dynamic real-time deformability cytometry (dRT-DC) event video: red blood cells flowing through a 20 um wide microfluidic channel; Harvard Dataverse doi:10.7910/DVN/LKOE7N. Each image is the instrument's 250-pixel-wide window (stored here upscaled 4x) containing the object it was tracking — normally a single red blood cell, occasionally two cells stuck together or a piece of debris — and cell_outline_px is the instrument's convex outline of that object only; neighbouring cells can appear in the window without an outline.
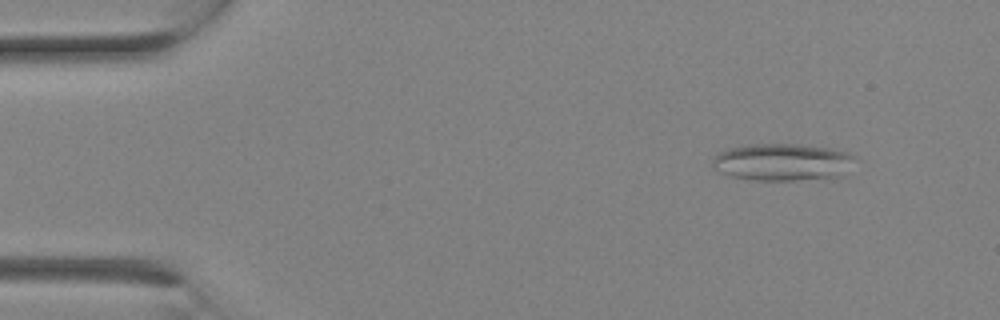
{"species": "Egyptian fruit bat (a non-hibernating species)", "species_latin": "Rousettus aegyptiacus", "temperature_condition": "room temperature", "stored_images_in_passage": 6, "camera_frame_rate_fps": 3000, "um_per_image_px": 0.085, "animal": {"sex": "female"}, "frame": {"image": 1, "passage_image": 3, "time_ms": 0.667, "image_size_px": [1000, 320], "cell_outline_px": [[860, 160], [844, 176], [796, 180], [756, 180], [732, 176], [720, 172], [712, 164], [712, 156], [728, 148], [748, 144], [800, 144], [828, 148], [848, 152], [856, 156]], "centroid_in_image_um": [66.6, 13.77], "position_along_channel_um": 18.4, "area_um2": 31.39}}